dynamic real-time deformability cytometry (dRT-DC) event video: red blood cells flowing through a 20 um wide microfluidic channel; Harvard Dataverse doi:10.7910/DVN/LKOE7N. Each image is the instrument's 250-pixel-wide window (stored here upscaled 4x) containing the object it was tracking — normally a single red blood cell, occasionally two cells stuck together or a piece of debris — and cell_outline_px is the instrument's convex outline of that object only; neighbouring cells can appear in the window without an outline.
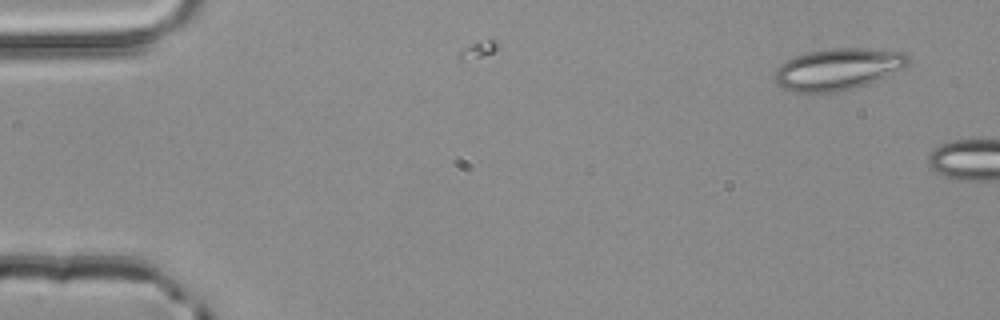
{"species": "common noctule bat (a hibernating species)", "species_latin": "Nyctalus noctula", "temperature_condition": "room temperature", "stored_images_in_passage": 2, "camera_frame_rate_fps": 3000, "um_per_image_px": 0.085, "animal": {"sex": "male", "body_mass_g": 20.4}, "frame": {"image": 1, "passage_image": 1, "time_ms": 0.0, "image_size_px": [1000, 320], "cell_outline_px": [[912, 60], [904, 68], [868, 84], [856, 88], [836, 92], [812, 96], [792, 92], [780, 88], [776, 84], [776, 68], [780, 64], [796, 56], [808, 52], [832, 48], [872, 48], [904, 52]], "centroid_in_image_um": [71.21, 5.92], "position_along_channel_um": 13.8, "area_um2": 33.23}}